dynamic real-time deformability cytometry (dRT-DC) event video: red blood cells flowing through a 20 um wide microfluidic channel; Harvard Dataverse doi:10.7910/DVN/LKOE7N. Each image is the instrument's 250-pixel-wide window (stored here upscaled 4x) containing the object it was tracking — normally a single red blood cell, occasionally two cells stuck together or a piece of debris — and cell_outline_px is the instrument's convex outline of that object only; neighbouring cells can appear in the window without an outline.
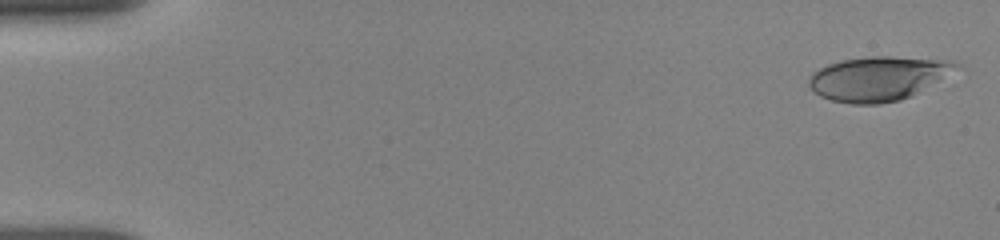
{"species": "human", "species_latin": "Homo sapiens", "temperature_condition": "room temperature", "stored_images_in_passage": 22, "camera_frame_rate_fps": 3000, "um_per_image_px": 0.085, "donor": {"sex": "female"}, "frame": {"image": 1, "passage_image": 1, "time_ms": 0.0, "image_size_px": [1000, 240], "cell_outline_px": [[964, 68], [900, 100], [880, 104], [852, 104], [832, 100], [820, 96], [808, 84], [808, 80], [812, 72], [828, 64], [844, 60], [872, 56], [888, 56], [952, 60], [960, 64]], "centroid_in_image_um": [74.69, 6.66], "position_along_channel_um": 10.3, "area_um2": 37.92}}
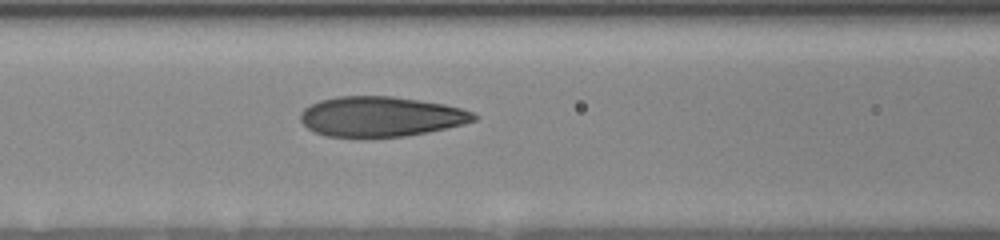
{"frame": {"image": 2, "passage_image": 16, "time_ms": 7.0, "image_size_px": [1000, 240], "cell_outline_px": [[480, 116], [476, 120], [464, 124], [428, 132], [404, 136], [360, 140], [324, 136], [308, 128], [300, 120], [300, 112], [304, 108], [320, 100], [336, 96], [392, 96], [420, 100], [444, 104], [460, 108], [472, 112]], "centroid_in_image_um": [32.34, 9.94], "position_along_channel_um": 134.3, "area_um2": 41.44}}
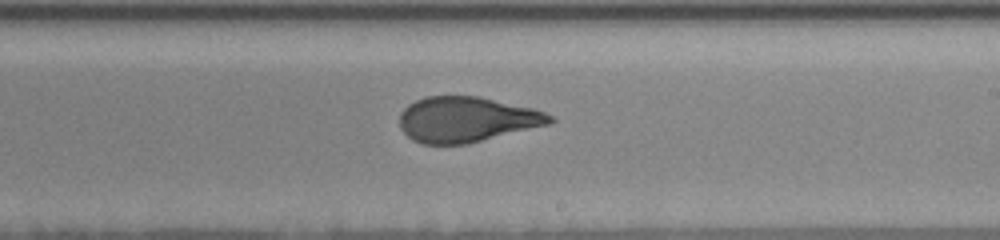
{"frame": {"image": 3, "passage_image": 22, "time_ms": 10.0, "image_size_px": [1000, 240], "cell_outline_px": [[556, 120], [552, 124], [468, 144], [424, 144], [412, 140], [400, 128], [400, 112], [408, 104], [424, 96], [480, 96], [532, 108], [544, 112], [552, 116]], "centroid_in_image_um": [39.68, 10.15], "position_along_channel_um": 249.3, "area_um2": 40.06}}